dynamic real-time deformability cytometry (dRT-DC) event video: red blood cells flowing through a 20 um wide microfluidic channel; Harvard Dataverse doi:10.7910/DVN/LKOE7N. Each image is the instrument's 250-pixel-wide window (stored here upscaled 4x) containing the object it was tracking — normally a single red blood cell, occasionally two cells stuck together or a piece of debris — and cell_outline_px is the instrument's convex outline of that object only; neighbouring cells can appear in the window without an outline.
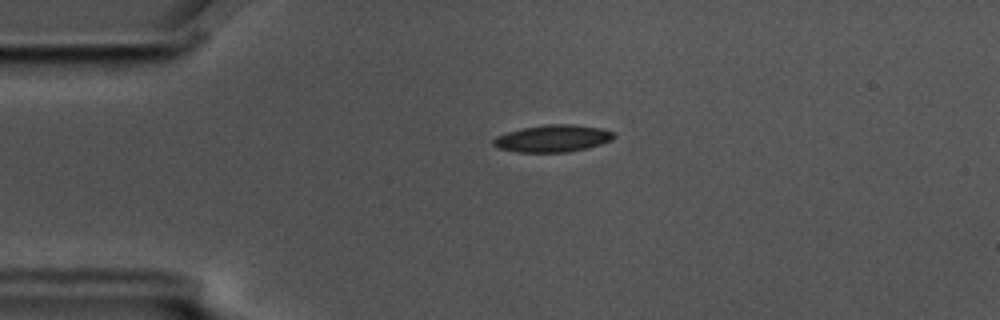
{"species": "common noctule bat (a hibernating species)", "species_latin": "Nyctalus noctula", "temperature_condition": "cold", "stored_images_in_passage": 5, "camera_frame_rate_fps": 3000, "um_per_image_px": 0.085, "animal": {"sex": "male", "body_mass_g": 17.5, "forearm_length_mm": 52.3}, "frame": {"image": 1, "passage_image": 3, "time_ms": 0.667, "image_size_px": [1000, 320], "cell_outline_px": [[616, 136], [612, 140], [600, 144], [568, 152], [516, 152], [496, 148], [492, 144], [492, 140], [496, 136], [520, 128], [544, 124], [572, 124], [600, 128], [612, 132]], "centroid_in_image_um": [46.93, 11.76], "position_along_channel_um": 38.1, "area_um2": 19.07}}